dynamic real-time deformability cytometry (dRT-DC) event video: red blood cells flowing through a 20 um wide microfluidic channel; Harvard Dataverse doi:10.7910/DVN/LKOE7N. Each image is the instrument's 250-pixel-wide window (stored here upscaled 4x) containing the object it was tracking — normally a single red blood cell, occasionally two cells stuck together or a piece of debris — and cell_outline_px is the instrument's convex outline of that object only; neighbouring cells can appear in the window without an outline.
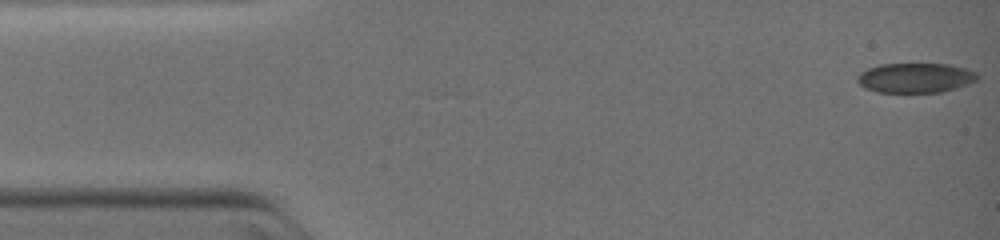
{"species": "common noctule bat (a hibernating species)", "species_latin": "Nyctalus noctula", "temperature_condition": "warm", "stored_images_in_passage": 26, "camera_frame_rate_fps": 3000, "um_per_image_px": 0.085, "animal": {"sex": "female", "body_mass_g": 19.0, "forearm_length_mm": 51.5}, "frame": {"image": 1, "passage_image": 1, "time_ms": 0.0, "image_size_px": [1000, 240], "cell_outline_px": [[980, 76], [976, 80], [968, 84], [956, 88], [940, 92], [876, 92], [864, 88], [856, 80], [856, 76], [860, 72], [868, 68], [880, 64], [948, 64], [968, 68], [976, 72]], "centroid_in_image_um": [77.81, 6.61], "position_along_channel_um": 7.2, "area_um2": 20.98}}
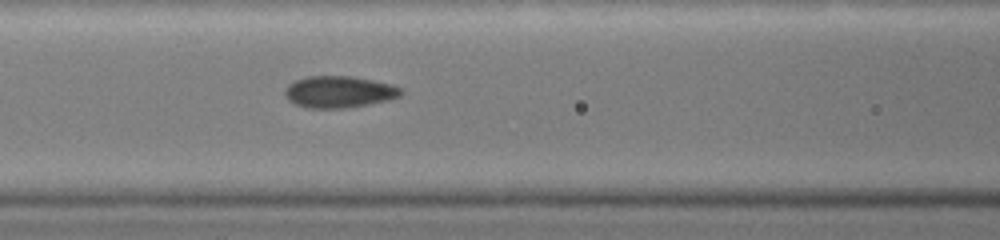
{"frame": {"image": 2, "passage_image": 15, "time_ms": 5.0, "image_size_px": [1000, 240], "cell_outline_px": [[404, 92], [400, 96], [388, 100], [368, 104], [344, 108], [308, 108], [296, 104], [288, 100], [284, 96], [284, 88], [288, 84], [296, 80], [308, 76], [352, 76], [392, 84], [404, 88]], "centroid_in_image_um": [28.83, 7.8], "position_along_channel_um": 137.8, "area_um2": 21.62}}
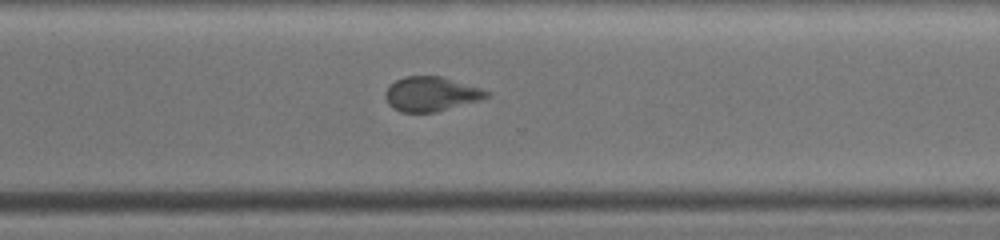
{"frame": {"image": 3, "passage_image": 26, "time_ms": 9.0, "image_size_px": [1000, 240], "cell_outline_px": [[492, 96], [480, 100], [436, 112], [400, 112], [392, 108], [388, 104], [384, 96], [384, 92], [396, 80], [404, 76], [440, 76], [484, 88], [492, 92]], "centroid_in_image_um": [36.68, 7.99], "position_along_channel_um": 333.9, "area_um2": 20.63}}